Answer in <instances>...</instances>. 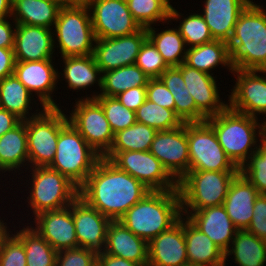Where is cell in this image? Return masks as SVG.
Masks as SVG:
<instances>
[{"instance_id": "cell-10", "label": "cell", "mask_w": 266, "mask_h": 266, "mask_svg": "<svg viewBox=\"0 0 266 266\" xmlns=\"http://www.w3.org/2000/svg\"><path fill=\"white\" fill-rule=\"evenodd\" d=\"M189 170L240 171L227 157L213 128L206 122L187 123Z\"/></svg>"}, {"instance_id": "cell-15", "label": "cell", "mask_w": 266, "mask_h": 266, "mask_svg": "<svg viewBox=\"0 0 266 266\" xmlns=\"http://www.w3.org/2000/svg\"><path fill=\"white\" fill-rule=\"evenodd\" d=\"M149 151L179 182L189 172L187 123L172 130L157 131Z\"/></svg>"}, {"instance_id": "cell-32", "label": "cell", "mask_w": 266, "mask_h": 266, "mask_svg": "<svg viewBox=\"0 0 266 266\" xmlns=\"http://www.w3.org/2000/svg\"><path fill=\"white\" fill-rule=\"evenodd\" d=\"M184 63L212 75H214L211 73L212 70L219 65L227 67L231 73L234 70L229 61V46L227 42L221 40H213L200 46L187 48Z\"/></svg>"}, {"instance_id": "cell-12", "label": "cell", "mask_w": 266, "mask_h": 266, "mask_svg": "<svg viewBox=\"0 0 266 266\" xmlns=\"http://www.w3.org/2000/svg\"><path fill=\"white\" fill-rule=\"evenodd\" d=\"M68 121L86 140V142L102 157L109 151L114 140L101 105L95 99L85 97L77 99Z\"/></svg>"}, {"instance_id": "cell-19", "label": "cell", "mask_w": 266, "mask_h": 266, "mask_svg": "<svg viewBox=\"0 0 266 266\" xmlns=\"http://www.w3.org/2000/svg\"><path fill=\"white\" fill-rule=\"evenodd\" d=\"M188 264L184 236V216L148 242V266H184Z\"/></svg>"}, {"instance_id": "cell-44", "label": "cell", "mask_w": 266, "mask_h": 266, "mask_svg": "<svg viewBox=\"0 0 266 266\" xmlns=\"http://www.w3.org/2000/svg\"><path fill=\"white\" fill-rule=\"evenodd\" d=\"M175 101V114L183 123L204 122L206 117L196 108L193 97L187 91L171 92Z\"/></svg>"}, {"instance_id": "cell-48", "label": "cell", "mask_w": 266, "mask_h": 266, "mask_svg": "<svg viewBox=\"0 0 266 266\" xmlns=\"http://www.w3.org/2000/svg\"><path fill=\"white\" fill-rule=\"evenodd\" d=\"M246 230L258 238L266 240V194H259L256 198L253 217Z\"/></svg>"}, {"instance_id": "cell-1", "label": "cell", "mask_w": 266, "mask_h": 266, "mask_svg": "<svg viewBox=\"0 0 266 266\" xmlns=\"http://www.w3.org/2000/svg\"><path fill=\"white\" fill-rule=\"evenodd\" d=\"M150 191L102 157L79 188V197L111 221H118Z\"/></svg>"}, {"instance_id": "cell-38", "label": "cell", "mask_w": 266, "mask_h": 266, "mask_svg": "<svg viewBox=\"0 0 266 266\" xmlns=\"http://www.w3.org/2000/svg\"><path fill=\"white\" fill-rule=\"evenodd\" d=\"M156 132L154 128L136 122L114 134V140L108 152L149 151Z\"/></svg>"}, {"instance_id": "cell-33", "label": "cell", "mask_w": 266, "mask_h": 266, "mask_svg": "<svg viewBox=\"0 0 266 266\" xmlns=\"http://www.w3.org/2000/svg\"><path fill=\"white\" fill-rule=\"evenodd\" d=\"M234 257L238 266H264L266 262V240L258 238L247 230H238L230 248L225 252Z\"/></svg>"}, {"instance_id": "cell-55", "label": "cell", "mask_w": 266, "mask_h": 266, "mask_svg": "<svg viewBox=\"0 0 266 266\" xmlns=\"http://www.w3.org/2000/svg\"><path fill=\"white\" fill-rule=\"evenodd\" d=\"M12 0H0V19L11 18Z\"/></svg>"}, {"instance_id": "cell-23", "label": "cell", "mask_w": 266, "mask_h": 266, "mask_svg": "<svg viewBox=\"0 0 266 266\" xmlns=\"http://www.w3.org/2000/svg\"><path fill=\"white\" fill-rule=\"evenodd\" d=\"M186 218L226 252L238 231L223 205L191 211Z\"/></svg>"}, {"instance_id": "cell-50", "label": "cell", "mask_w": 266, "mask_h": 266, "mask_svg": "<svg viewBox=\"0 0 266 266\" xmlns=\"http://www.w3.org/2000/svg\"><path fill=\"white\" fill-rule=\"evenodd\" d=\"M159 79L164 83L170 92L185 91V82L181 73V65L168 67Z\"/></svg>"}, {"instance_id": "cell-16", "label": "cell", "mask_w": 266, "mask_h": 266, "mask_svg": "<svg viewBox=\"0 0 266 266\" xmlns=\"http://www.w3.org/2000/svg\"><path fill=\"white\" fill-rule=\"evenodd\" d=\"M146 28L127 35L108 39H96L93 56L102 73L123 66L133 65L145 39Z\"/></svg>"}, {"instance_id": "cell-41", "label": "cell", "mask_w": 266, "mask_h": 266, "mask_svg": "<svg viewBox=\"0 0 266 266\" xmlns=\"http://www.w3.org/2000/svg\"><path fill=\"white\" fill-rule=\"evenodd\" d=\"M95 100L101 105L114 134L136 123L135 111L123 106L116 97L97 96Z\"/></svg>"}, {"instance_id": "cell-53", "label": "cell", "mask_w": 266, "mask_h": 266, "mask_svg": "<svg viewBox=\"0 0 266 266\" xmlns=\"http://www.w3.org/2000/svg\"><path fill=\"white\" fill-rule=\"evenodd\" d=\"M97 266H142L119 256H113L105 252L97 253Z\"/></svg>"}, {"instance_id": "cell-37", "label": "cell", "mask_w": 266, "mask_h": 266, "mask_svg": "<svg viewBox=\"0 0 266 266\" xmlns=\"http://www.w3.org/2000/svg\"><path fill=\"white\" fill-rule=\"evenodd\" d=\"M31 225L16 230L26 252V266H55L57 251Z\"/></svg>"}, {"instance_id": "cell-45", "label": "cell", "mask_w": 266, "mask_h": 266, "mask_svg": "<svg viewBox=\"0 0 266 266\" xmlns=\"http://www.w3.org/2000/svg\"><path fill=\"white\" fill-rule=\"evenodd\" d=\"M55 266H97V253L83 247L57 252Z\"/></svg>"}, {"instance_id": "cell-11", "label": "cell", "mask_w": 266, "mask_h": 266, "mask_svg": "<svg viewBox=\"0 0 266 266\" xmlns=\"http://www.w3.org/2000/svg\"><path fill=\"white\" fill-rule=\"evenodd\" d=\"M103 158L151 191L178 190V181L150 151L107 152Z\"/></svg>"}, {"instance_id": "cell-5", "label": "cell", "mask_w": 266, "mask_h": 266, "mask_svg": "<svg viewBox=\"0 0 266 266\" xmlns=\"http://www.w3.org/2000/svg\"><path fill=\"white\" fill-rule=\"evenodd\" d=\"M53 28L54 47L55 44L59 47L62 58L93 54L96 38L90 10L84 0L64 4Z\"/></svg>"}, {"instance_id": "cell-4", "label": "cell", "mask_w": 266, "mask_h": 266, "mask_svg": "<svg viewBox=\"0 0 266 266\" xmlns=\"http://www.w3.org/2000/svg\"><path fill=\"white\" fill-rule=\"evenodd\" d=\"M206 122L215 131L227 157L239 169L257 151V142L266 130L265 121L261 124L257 117L237 112L229 106L207 118Z\"/></svg>"}, {"instance_id": "cell-2", "label": "cell", "mask_w": 266, "mask_h": 266, "mask_svg": "<svg viewBox=\"0 0 266 266\" xmlns=\"http://www.w3.org/2000/svg\"><path fill=\"white\" fill-rule=\"evenodd\" d=\"M227 44L233 69L266 70V10L252 0L240 13Z\"/></svg>"}, {"instance_id": "cell-54", "label": "cell", "mask_w": 266, "mask_h": 266, "mask_svg": "<svg viewBox=\"0 0 266 266\" xmlns=\"http://www.w3.org/2000/svg\"><path fill=\"white\" fill-rule=\"evenodd\" d=\"M21 120L9 111L0 108V137L17 126Z\"/></svg>"}, {"instance_id": "cell-7", "label": "cell", "mask_w": 266, "mask_h": 266, "mask_svg": "<svg viewBox=\"0 0 266 266\" xmlns=\"http://www.w3.org/2000/svg\"><path fill=\"white\" fill-rule=\"evenodd\" d=\"M101 158L68 122L59 132L55 157L48 167L80 188Z\"/></svg>"}, {"instance_id": "cell-31", "label": "cell", "mask_w": 266, "mask_h": 266, "mask_svg": "<svg viewBox=\"0 0 266 266\" xmlns=\"http://www.w3.org/2000/svg\"><path fill=\"white\" fill-rule=\"evenodd\" d=\"M34 95L24 86V84L13 74L0 80V108L9 111L14 114L21 121L28 120L29 118L35 117L40 112L31 113V101H33ZM33 114V115H32Z\"/></svg>"}, {"instance_id": "cell-20", "label": "cell", "mask_w": 266, "mask_h": 266, "mask_svg": "<svg viewBox=\"0 0 266 266\" xmlns=\"http://www.w3.org/2000/svg\"><path fill=\"white\" fill-rule=\"evenodd\" d=\"M33 227L57 252L62 249L78 247L72 203L69 207L46 211L34 218Z\"/></svg>"}, {"instance_id": "cell-29", "label": "cell", "mask_w": 266, "mask_h": 266, "mask_svg": "<svg viewBox=\"0 0 266 266\" xmlns=\"http://www.w3.org/2000/svg\"><path fill=\"white\" fill-rule=\"evenodd\" d=\"M28 163L26 123L21 121L12 130L0 137V171L2 173L14 169V172H16V169L20 171L19 168L26 166Z\"/></svg>"}, {"instance_id": "cell-52", "label": "cell", "mask_w": 266, "mask_h": 266, "mask_svg": "<svg viewBox=\"0 0 266 266\" xmlns=\"http://www.w3.org/2000/svg\"><path fill=\"white\" fill-rule=\"evenodd\" d=\"M7 19L9 18L0 19V48L14 47L16 23L13 27V24L9 23Z\"/></svg>"}, {"instance_id": "cell-22", "label": "cell", "mask_w": 266, "mask_h": 266, "mask_svg": "<svg viewBox=\"0 0 266 266\" xmlns=\"http://www.w3.org/2000/svg\"><path fill=\"white\" fill-rule=\"evenodd\" d=\"M53 29L16 23L14 47L16 61L52 59L54 48Z\"/></svg>"}, {"instance_id": "cell-9", "label": "cell", "mask_w": 266, "mask_h": 266, "mask_svg": "<svg viewBox=\"0 0 266 266\" xmlns=\"http://www.w3.org/2000/svg\"><path fill=\"white\" fill-rule=\"evenodd\" d=\"M26 123L30 167L49 166L55 157L59 132L69 122L60 108H45Z\"/></svg>"}, {"instance_id": "cell-51", "label": "cell", "mask_w": 266, "mask_h": 266, "mask_svg": "<svg viewBox=\"0 0 266 266\" xmlns=\"http://www.w3.org/2000/svg\"><path fill=\"white\" fill-rule=\"evenodd\" d=\"M15 63L13 48H0V80L14 74Z\"/></svg>"}, {"instance_id": "cell-21", "label": "cell", "mask_w": 266, "mask_h": 266, "mask_svg": "<svg viewBox=\"0 0 266 266\" xmlns=\"http://www.w3.org/2000/svg\"><path fill=\"white\" fill-rule=\"evenodd\" d=\"M181 73L196 108L206 118L221 113L228 106L220 99L218 85L212 74L187 66L185 63L181 64Z\"/></svg>"}, {"instance_id": "cell-6", "label": "cell", "mask_w": 266, "mask_h": 266, "mask_svg": "<svg viewBox=\"0 0 266 266\" xmlns=\"http://www.w3.org/2000/svg\"><path fill=\"white\" fill-rule=\"evenodd\" d=\"M239 172L189 170L178 182L182 215L186 217L191 211L223 205L229 186Z\"/></svg>"}, {"instance_id": "cell-47", "label": "cell", "mask_w": 266, "mask_h": 266, "mask_svg": "<svg viewBox=\"0 0 266 266\" xmlns=\"http://www.w3.org/2000/svg\"><path fill=\"white\" fill-rule=\"evenodd\" d=\"M147 100L175 112V101L171 92L159 78L149 79L146 86Z\"/></svg>"}, {"instance_id": "cell-36", "label": "cell", "mask_w": 266, "mask_h": 266, "mask_svg": "<svg viewBox=\"0 0 266 266\" xmlns=\"http://www.w3.org/2000/svg\"><path fill=\"white\" fill-rule=\"evenodd\" d=\"M155 29L152 26L146 28L147 37L155 45L166 64L173 67L184 63L188 47H186L179 30L169 28L157 33Z\"/></svg>"}, {"instance_id": "cell-28", "label": "cell", "mask_w": 266, "mask_h": 266, "mask_svg": "<svg viewBox=\"0 0 266 266\" xmlns=\"http://www.w3.org/2000/svg\"><path fill=\"white\" fill-rule=\"evenodd\" d=\"M63 5L57 0H12L11 20H14L13 23L53 29Z\"/></svg>"}, {"instance_id": "cell-17", "label": "cell", "mask_w": 266, "mask_h": 266, "mask_svg": "<svg viewBox=\"0 0 266 266\" xmlns=\"http://www.w3.org/2000/svg\"><path fill=\"white\" fill-rule=\"evenodd\" d=\"M53 63V59L15 63L14 75L32 95L34 92L38 96L43 108H60L51 96L61 78Z\"/></svg>"}, {"instance_id": "cell-43", "label": "cell", "mask_w": 266, "mask_h": 266, "mask_svg": "<svg viewBox=\"0 0 266 266\" xmlns=\"http://www.w3.org/2000/svg\"><path fill=\"white\" fill-rule=\"evenodd\" d=\"M135 64L150 79L159 78V76L169 67L148 37L140 47Z\"/></svg>"}, {"instance_id": "cell-35", "label": "cell", "mask_w": 266, "mask_h": 266, "mask_svg": "<svg viewBox=\"0 0 266 266\" xmlns=\"http://www.w3.org/2000/svg\"><path fill=\"white\" fill-rule=\"evenodd\" d=\"M128 9L141 28H148L156 22L168 23L181 19L170 0H126ZM168 20V22H167Z\"/></svg>"}, {"instance_id": "cell-30", "label": "cell", "mask_w": 266, "mask_h": 266, "mask_svg": "<svg viewBox=\"0 0 266 266\" xmlns=\"http://www.w3.org/2000/svg\"><path fill=\"white\" fill-rule=\"evenodd\" d=\"M63 75L69 89H86L90 86L102 88V72L96 64L93 54L64 57Z\"/></svg>"}, {"instance_id": "cell-39", "label": "cell", "mask_w": 266, "mask_h": 266, "mask_svg": "<svg viewBox=\"0 0 266 266\" xmlns=\"http://www.w3.org/2000/svg\"><path fill=\"white\" fill-rule=\"evenodd\" d=\"M136 122L154 128L156 131H167L183 124L173 110L146 101L135 111Z\"/></svg>"}, {"instance_id": "cell-58", "label": "cell", "mask_w": 266, "mask_h": 266, "mask_svg": "<svg viewBox=\"0 0 266 266\" xmlns=\"http://www.w3.org/2000/svg\"><path fill=\"white\" fill-rule=\"evenodd\" d=\"M184 266H202V265H191V264H187V265H184Z\"/></svg>"}, {"instance_id": "cell-25", "label": "cell", "mask_w": 266, "mask_h": 266, "mask_svg": "<svg viewBox=\"0 0 266 266\" xmlns=\"http://www.w3.org/2000/svg\"><path fill=\"white\" fill-rule=\"evenodd\" d=\"M258 190L240 172L232 180L223 202L226 213L238 230H246L253 217Z\"/></svg>"}, {"instance_id": "cell-14", "label": "cell", "mask_w": 266, "mask_h": 266, "mask_svg": "<svg viewBox=\"0 0 266 266\" xmlns=\"http://www.w3.org/2000/svg\"><path fill=\"white\" fill-rule=\"evenodd\" d=\"M232 73L237 76L231 95H228V106L249 116H266V70L234 69Z\"/></svg>"}, {"instance_id": "cell-26", "label": "cell", "mask_w": 266, "mask_h": 266, "mask_svg": "<svg viewBox=\"0 0 266 266\" xmlns=\"http://www.w3.org/2000/svg\"><path fill=\"white\" fill-rule=\"evenodd\" d=\"M103 252L148 266V242L130 231L120 221H111Z\"/></svg>"}, {"instance_id": "cell-40", "label": "cell", "mask_w": 266, "mask_h": 266, "mask_svg": "<svg viewBox=\"0 0 266 266\" xmlns=\"http://www.w3.org/2000/svg\"><path fill=\"white\" fill-rule=\"evenodd\" d=\"M240 173L260 194H266V130L259 139L257 151L240 168Z\"/></svg>"}, {"instance_id": "cell-27", "label": "cell", "mask_w": 266, "mask_h": 266, "mask_svg": "<svg viewBox=\"0 0 266 266\" xmlns=\"http://www.w3.org/2000/svg\"><path fill=\"white\" fill-rule=\"evenodd\" d=\"M184 236L188 264L202 266H225V252L206 234L184 217Z\"/></svg>"}, {"instance_id": "cell-34", "label": "cell", "mask_w": 266, "mask_h": 266, "mask_svg": "<svg viewBox=\"0 0 266 266\" xmlns=\"http://www.w3.org/2000/svg\"><path fill=\"white\" fill-rule=\"evenodd\" d=\"M149 77L136 65L123 66L102 73V88L100 93L87 96L86 99H95L97 96L115 97L133 87L147 86Z\"/></svg>"}, {"instance_id": "cell-46", "label": "cell", "mask_w": 266, "mask_h": 266, "mask_svg": "<svg viewBox=\"0 0 266 266\" xmlns=\"http://www.w3.org/2000/svg\"><path fill=\"white\" fill-rule=\"evenodd\" d=\"M0 266H26L24 245L13 233L9 234L2 245Z\"/></svg>"}, {"instance_id": "cell-42", "label": "cell", "mask_w": 266, "mask_h": 266, "mask_svg": "<svg viewBox=\"0 0 266 266\" xmlns=\"http://www.w3.org/2000/svg\"><path fill=\"white\" fill-rule=\"evenodd\" d=\"M182 17L183 21L180 22L177 28L184 38L185 45L189 46L188 48L214 40L202 14L192 13L186 18Z\"/></svg>"}, {"instance_id": "cell-49", "label": "cell", "mask_w": 266, "mask_h": 266, "mask_svg": "<svg viewBox=\"0 0 266 266\" xmlns=\"http://www.w3.org/2000/svg\"><path fill=\"white\" fill-rule=\"evenodd\" d=\"M123 106L136 111L146 101V86L133 87L115 96Z\"/></svg>"}, {"instance_id": "cell-13", "label": "cell", "mask_w": 266, "mask_h": 266, "mask_svg": "<svg viewBox=\"0 0 266 266\" xmlns=\"http://www.w3.org/2000/svg\"><path fill=\"white\" fill-rule=\"evenodd\" d=\"M88 5L96 39L131 35L141 29L126 0H84Z\"/></svg>"}, {"instance_id": "cell-18", "label": "cell", "mask_w": 266, "mask_h": 266, "mask_svg": "<svg viewBox=\"0 0 266 266\" xmlns=\"http://www.w3.org/2000/svg\"><path fill=\"white\" fill-rule=\"evenodd\" d=\"M72 215L78 247L90 249L96 253L103 252L111 220L89 206L79 196L72 202Z\"/></svg>"}, {"instance_id": "cell-3", "label": "cell", "mask_w": 266, "mask_h": 266, "mask_svg": "<svg viewBox=\"0 0 266 266\" xmlns=\"http://www.w3.org/2000/svg\"><path fill=\"white\" fill-rule=\"evenodd\" d=\"M182 216L179 190L150 191L118 221L149 242Z\"/></svg>"}, {"instance_id": "cell-24", "label": "cell", "mask_w": 266, "mask_h": 266, "mask_svg": "<svg viewBox=\"0 0 266 266\" xmlns=\"http://www.w3.org/2000/svg\"><path fill=\"white\" fill-rule=\"evenodd\" d=\"M251 0H205L203 17L214 40L229 42L240 13Z\"/></svg>"}, {"instance_id": "cell-8", "label": "cell", "mask_w": 266, "mask_h": 266, "mask_svg": "<svg viewBox=\"0 0 266 266\" xmlns=\"http://www.w3.org/2000/svg\"><path fill=\"white\" fill-rule=\"evenodd\" d=\"M32 180L28 206L33 210L34 217L46 211L67 208L79 196V188L67 177L48 166L30 167Z\"/></svg>"}, {"instance_id": "cell-57", "label": "cell", "mask_w": 266, "mask_h": 266, "mask_svg": "<svg viewBox=\"0 0 266 266\" xmlns=\"http://www.w3.org/2000/svg\"><path fill=\"white\" fill-rule=\"evenodd\" d=\"M57 1H60L63 4H71V3H76L79 1H83V0H57Z\"/></svg>"}, {"instance_id": "cell-56", "label": "cell", "mask_w": 266, "mask_h": 266, "mask_svg": "<svg viewBox=\"0 0 266 266\" xmlns=\"http://www.w3.org/2000/svg\"><path fill=\"white\" fill-rule=\"evenodd\" d=\"M0 219V251L2 249V245L4 243V240L9 236V234L11 233V231H9L10 229H7L8 227L6 226L7 223Z\"/></svg>"}]
</instances>
